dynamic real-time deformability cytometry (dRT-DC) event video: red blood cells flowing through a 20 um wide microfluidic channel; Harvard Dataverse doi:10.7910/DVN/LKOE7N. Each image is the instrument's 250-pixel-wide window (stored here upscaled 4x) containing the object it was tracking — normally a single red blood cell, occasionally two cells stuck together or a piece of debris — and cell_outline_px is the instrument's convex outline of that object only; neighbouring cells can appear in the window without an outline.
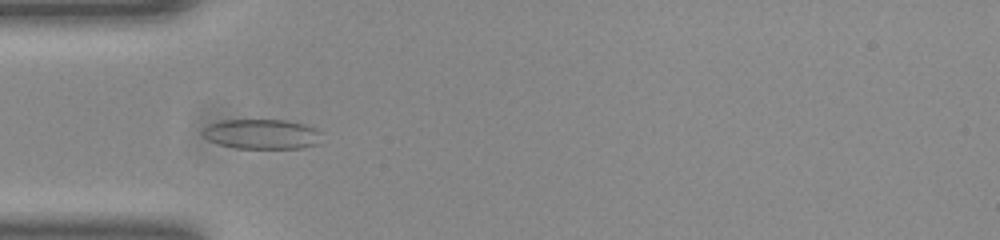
{"species": "common noctule bat (a hibernating species)", "species_latin": "Nyctalus noctula", "temperature_condition": "room temperature", "stored_images_in_passage": 51, "camera_frame_rate_fps": 3000, "um_per_image_px": 0.085, "animal": {"sex": "female", "body_mass_g": 23.0, "forearm_length_mm": 53.4}, "frame": {"image": 1, "passage_image": 16, "time_ms": 5.0, "image_size_px": [1000, 240], "cell_outline_px": [[324, 132], [320, 144], [300, 148], [236, 148], [216, 144], [208, 140], [200, 132], [208, 124], [220, 120], [284, 120], [304, 124], [316, 128]], "centroid_in_image_um": [22.28, 11.4], "position_along_channel_um": 62.7, "area_um2": 21.15}}
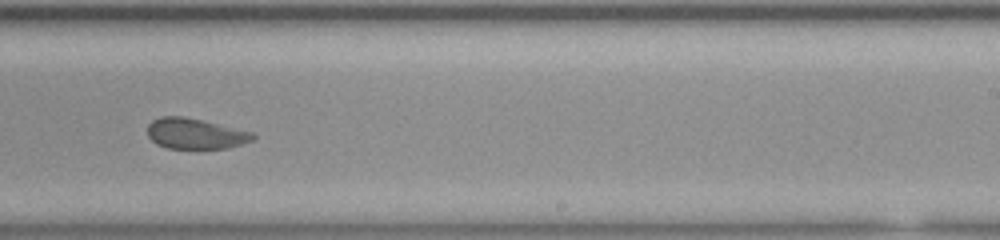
{"frame": {"image": 2, "passage_image": 32, "time_ms": 10.333, "image_size_px": [1000, 240], "cell_outline_px": [[256, 136], [252, 140], [228, 148], [168, 148], [156, 144], [148, 136], [148, 124], [152, 120], [160, 116], [184, 116], [252, 132]], "centroid_in_image_um": [16.56, 11.35], "position_along_channel_um": 272.4, "area_um2": 18.61}}
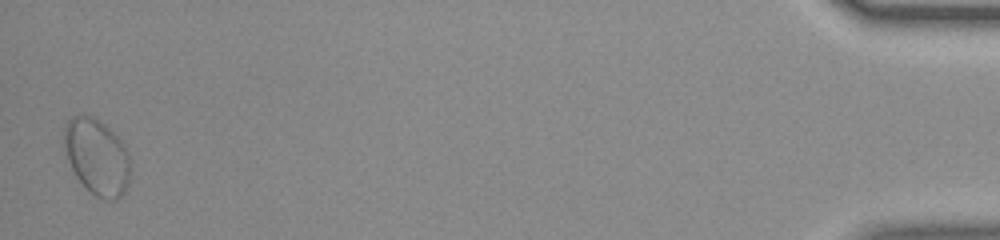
{"frame": {"image": 3, "passage_image": 51, "time_ms": 16.667, "image_size_px": [1000, 240], "cell_outline_px": [[128, 184], [124, 192], [116, 200], [104, 200], [96, 196], [76, 176], [68, 160], [64, 144], [64, 124], [72, 116], [84, 112], [96, 116], [120, 140], [128, 152]], "centroid_in_image_um": [8.21, 13.27], "position_along_channel_um": 427.0, "area_um2": 29.19}, "authors_computed_cell_mechanics": {"area_um2": 21.1548, "velocity_mm_per_s": 3.9468, "shape_relaxation_time_tau1_ms": null, "shape_relaxation_time_tau2_ms": 1.5238, "deformation_change_tau1": null, "deformation_change_tau2": 0.0733}}